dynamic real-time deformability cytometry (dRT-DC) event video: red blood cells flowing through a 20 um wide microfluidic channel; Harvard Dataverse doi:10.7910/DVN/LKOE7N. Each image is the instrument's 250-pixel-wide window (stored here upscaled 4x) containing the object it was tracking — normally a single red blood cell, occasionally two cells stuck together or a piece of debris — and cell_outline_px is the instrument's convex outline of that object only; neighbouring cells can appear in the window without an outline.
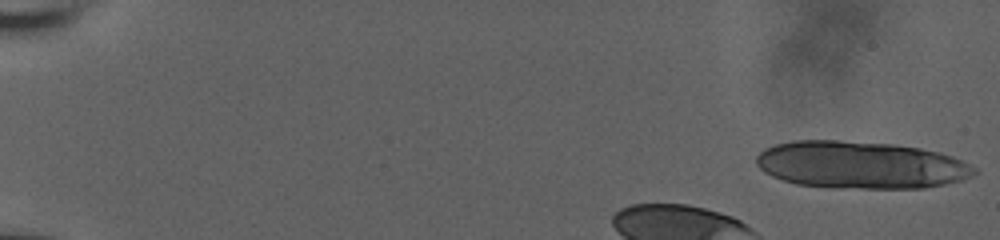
{"species": "human", "species_latin": "Homo sapiens", "temperature_condition": "room temperature", "stored_images_in_passage": 9, "camera_frame_rate_fps": 3000, "um_per_image_px": 0.085, "donor": {"sex": "male"}, "frame": {"image": 1, "passage_image": 1, "time_ms": 0.0, "image_size_px": [1000, 240], "cell_outline_px": [[980, 172], [964, 180], [924, 188], [832, 188], [796, 184], [772, 176], [764, 172], [756, 164], [756, 156], [764, 148], [776, 144], [796, 140], [836, 140], [896, 144], [920, 148], [940, 152], [952, 156], [976, 168]], "centroid_in_image_um": [73.17, 14.02], "position_along_channel_um": 11.8, "area_um2": 60.52}}
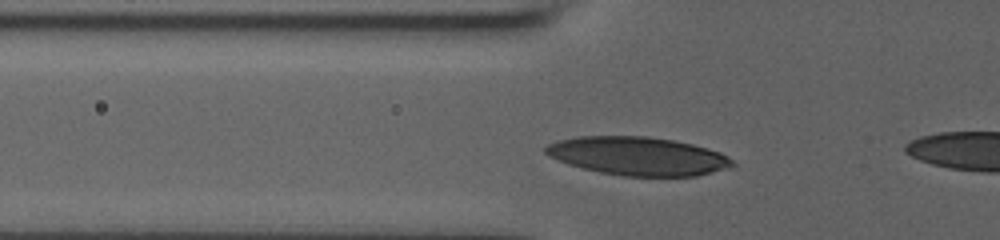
{"frame": {"image": 2, "passage_image": 8, "time_ms": 2.333, "image_size_px": [1000, 240], "cell_outline_px": [[736, 164], [728, 168], [696, 176], [624, 176], [600, 172], [568, 164], [548, 156], [544, 152], [544, 148], [548, 144], [556, 140], [580, 136], [644, 136], [672, 140], [692, 144], [720, 152], [728, 156]], "centroid_in_image_um": [54.21, 13.26], "position_along_channel_um": 71.6, "area_um2": 41.73}}